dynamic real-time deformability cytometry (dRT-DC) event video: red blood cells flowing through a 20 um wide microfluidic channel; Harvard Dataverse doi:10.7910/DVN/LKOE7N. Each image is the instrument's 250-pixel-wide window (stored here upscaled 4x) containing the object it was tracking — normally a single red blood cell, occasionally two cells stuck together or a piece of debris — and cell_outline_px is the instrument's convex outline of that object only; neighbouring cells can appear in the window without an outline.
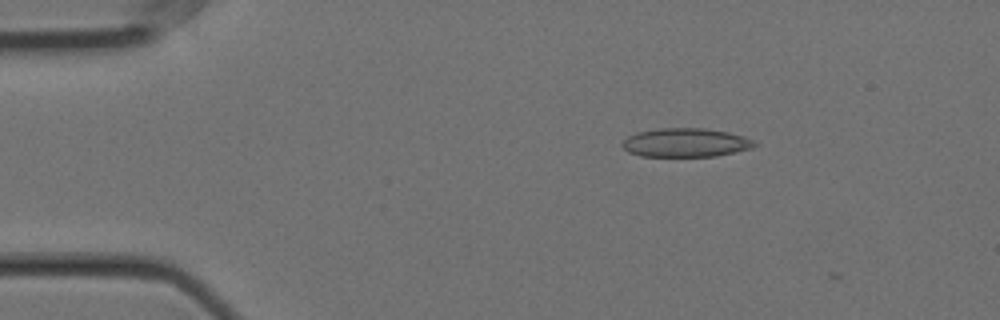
{"species": "Egyptian fruit bat (a non-hibernating species)", "species_latin": "Rousettus aegyptiacus", "temperature_condition": "cold", "stored_images_in_passage": 6, "camera_frame_rate_fps": 3000, "um_per_image_px": 0.085, "animal": {"sex": "female"}, "frame": {"image": 1, "passage_image": 2, "time_ms": 0.333, "image_size_px": [1000, 320], "cell_outline_px": [[760, 144], [752, 148], [736, 152], [716, 156], [640, 156], [628, 152], [620, 144], [628, 136], [636, 132], [660, 128], [704, 128], [728, 132], [744, 136], [756, 140]], "centroid_in_image_um": [58.32, 12.12], "position_along_channel_um": 26.7, "area_um2": 22.43}}